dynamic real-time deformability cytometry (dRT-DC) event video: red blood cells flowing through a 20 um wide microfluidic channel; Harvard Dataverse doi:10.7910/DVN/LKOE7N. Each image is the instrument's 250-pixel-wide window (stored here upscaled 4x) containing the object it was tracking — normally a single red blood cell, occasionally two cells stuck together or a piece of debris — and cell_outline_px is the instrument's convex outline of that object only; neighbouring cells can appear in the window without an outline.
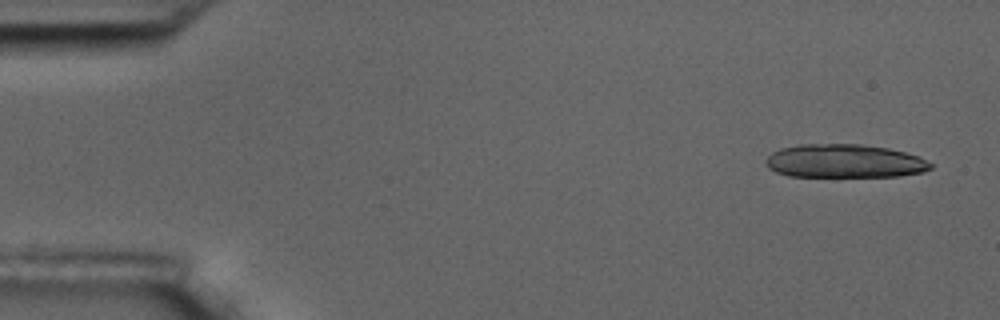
{"species": "common noctule bat (a hibernating species)", "species_latin": "Nyctalus noctula", "temperature_condition": "room temperature", "stored_images_in_passage": 4, "camera_frame_rate_fps": 3000, "um_per_image_px": 0.085, "animal": {"sex": "male", "body_mass_g": 17.5, "forearm_length_mm": 52.3}, "frame": {"image": 1, "passage_image": 1, "time_ms": 0.0, "image_size_px": [1000, 320], "cell_outline_px": [[932, 168], [924, 172], [900, 176], [788, 176], [776, 172], [768, 168], [764, 164], [764, 160], [772, 152], [780, 148], [796, 144], [860, 144], [888, 148], [920, 156], [932, 164]], "centroid_in_image_um": [71.76, 13.69], "position_along_channel_um": 13.2, "area_um2": 32.43}}